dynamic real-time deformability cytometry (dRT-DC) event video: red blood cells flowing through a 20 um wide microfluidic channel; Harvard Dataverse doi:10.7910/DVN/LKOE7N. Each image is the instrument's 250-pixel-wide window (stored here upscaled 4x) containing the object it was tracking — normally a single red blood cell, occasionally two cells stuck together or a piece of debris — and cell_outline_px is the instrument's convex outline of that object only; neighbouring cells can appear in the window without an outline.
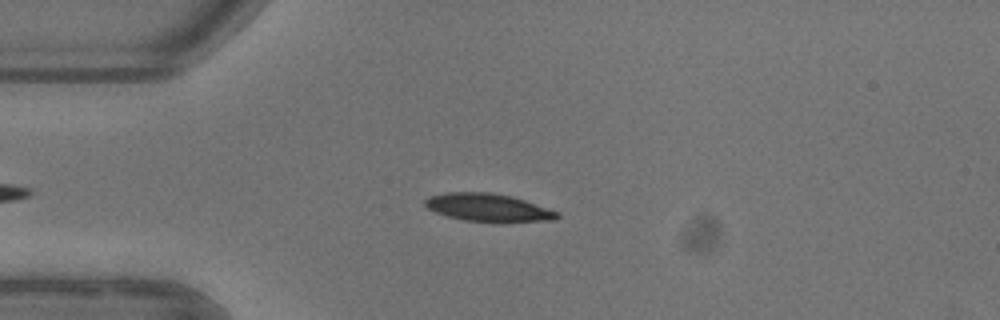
{"species": "common noctule bat (a hibernating species)", "species_latin": "Nyctalus noctula", "temperature_condition": "warm", "stored_images_in_passage": 36, "camera_frame_rate_fps": 3000, "um_per_image_px": 0.085, "animal": {"sex": "female"}, "frame": {"image": 1, "passage_image": 1, "time_ms": 0.0, "image_size_px": [1000, 320], "cell_outline_px": [[560, 216], [556, 220], [496, 224], [464, 220], [448, 216], [436, 212], [428, 208], [424, 204], [424, 200], [428, 196], [448, 192], [492, 192], [512, 196], [560, 212]], "centroid_in_image_um": [41.55, 17.67], "position_along_channel_um": 43.5, "area_um2": 22.14}}
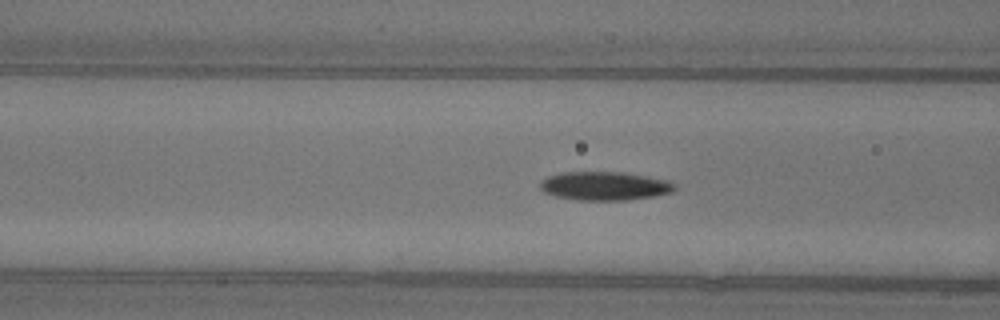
{"frame": {"image": 2, "passage_image": 8, "time_ms": 2.333, "image_size_px": [1000, 320], "cell_outline_px": [[676, 188], [672, 192], [652, 196], [624, 200], [576, 200], [556, 196], [544, 192], [540, 188], [540, 180], [548, 176], [560, 172], [624, 172], [664, 180], [676, 184]], "centroid_in_image_um": [51.34, 15.8], "position_along_channel_um": 115.3, "area_um2": 22.31}}
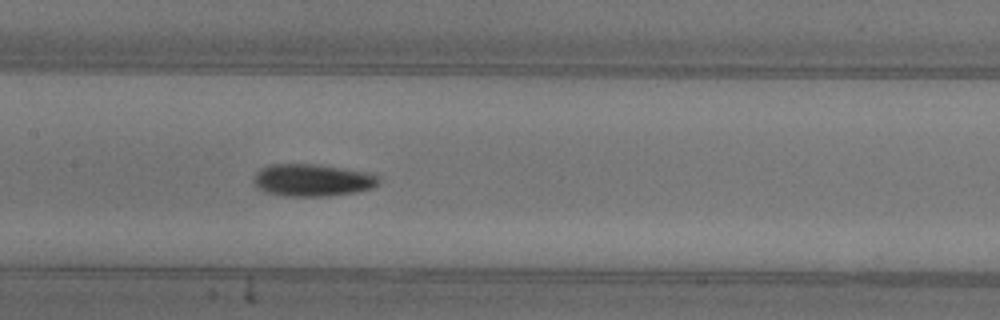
{"frame": {"image": 3, "passage_image": 13, "time_ms": 4.0, "image_size_px": [1000, 320], "cell_outline_px": [[380, 180], [372, 188], [356, 192], [328, 196], [288, 196], [264, 192], [256, 188], [252, 180], [256, 172], [260, 168], [268, 164], [316, 164], [368, 172], [380, 176]], "centroid_in_image_um": [26.51, 15.31], "position_along_channel_um": 180.9, "area_um2": 23.76}, "authors_computed_cell_mechanics": {"area_um2": 22.1952, "velocity_mm_per_s": 3.9298, "shape_relaxation_time_tau1_ms": 3.9179, "shape_relaxation_time_tau2_ms": 6.196, "deformation_change_tau1": 0.1677, "deformation_change_tau2": 0.107}}